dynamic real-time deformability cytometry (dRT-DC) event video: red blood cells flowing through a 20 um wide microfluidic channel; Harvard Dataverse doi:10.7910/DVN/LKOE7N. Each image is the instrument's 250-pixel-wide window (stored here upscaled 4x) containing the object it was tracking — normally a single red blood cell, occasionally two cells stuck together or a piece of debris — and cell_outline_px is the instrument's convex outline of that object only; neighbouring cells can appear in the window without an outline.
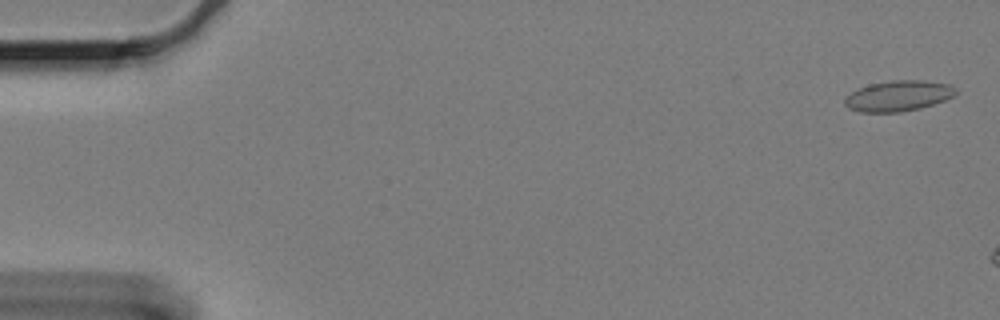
{"species": "Egyptian fruit bat (a non-hibernating species)", "species_latin": "Rousettus aegyptiacus", "temperature_condition": "cold", "stored_images_in_passage": 15, "camera_frame_rate_fps": 3000, "um_per_image_px": 0.085, "animal": {"sex": "female"}, "frame": {"image": 1, "passage_image": 2, "time_ms": 0.333, "image_size_px": [1000, 320], "cell_outline_px": [[956, 92], [952, 96], [944, 100], [920, 108], [900, 112], [860, 112], [848, 108], [844, 104], [844, 96], [868, 84], [892, 80], [924, 80], [952, 84], [956, 88]], "centroid_in_image_um": [76.34, 8.14], "position_along_channel_um": 8.7, "area_um2": 19.88}}